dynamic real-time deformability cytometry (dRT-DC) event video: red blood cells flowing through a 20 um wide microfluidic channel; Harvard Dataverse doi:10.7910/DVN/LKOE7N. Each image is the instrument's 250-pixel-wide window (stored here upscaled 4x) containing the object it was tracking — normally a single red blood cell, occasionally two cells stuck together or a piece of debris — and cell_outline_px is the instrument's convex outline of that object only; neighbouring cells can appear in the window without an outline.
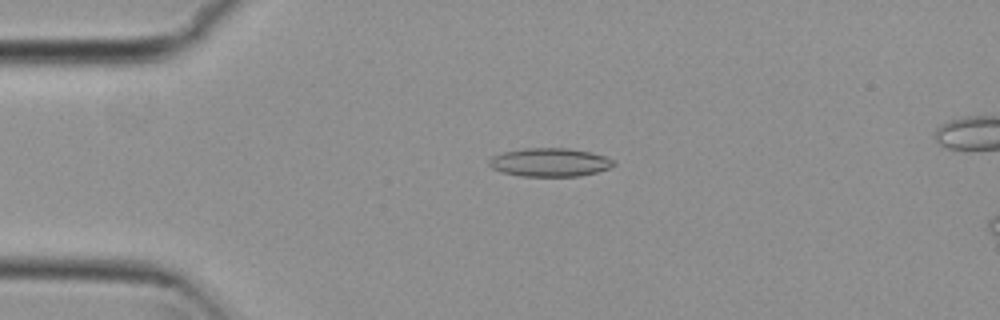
{"species": "common noctule bat (a hibernating species)", "species_latin": "Nyctalus noctula", "temperature_condition": "cold", "stored_images_in_passage": 48, "camera_frame_rate_fps": 3000, "um_per_image_px": 0.085, "animal": {"sex": "female", "body_mass_g": 29.2, "forearm_length_mm": 56.3}, "frame": {"image": 1, "passage_image": 6, "time_ms": 1.667, "image_size_px": [1000, 320], "cell_outline_px": [[616, 164], [608, 168], [596, 172], [580, 176], [524, 176], [504, 172], [492, 168], [488, 164], [488, 160], [492, 156], [504, 152], [524, 148], [568, 148], [592, 152], [616, 160]], "centroid_in_image_um": [46.76, 13.79], "position_along_channel_um": 38.2, "area_um2": 20.63}}
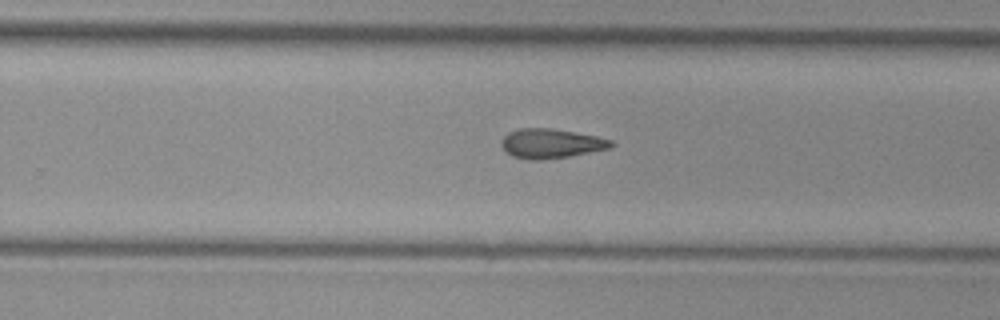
{"frame": {"image": 2, "passage_image": 28, "time_ms": 9.0, "image_size_px": [1000, 320], "cell_outline_px": [[616, 144], [608, 148], [568, 156], [540, 160], [532, 160], [512, 156], [504, 152], [500, 144], [500, 140], [508, 132], [520, 128], [552, 128], [576, 132], [596, 136], [612, 140]], "centroid_in_image_um": [46.78, 12.19], "position_along_channel_um": 283.0, "area_um2": 18.9}}
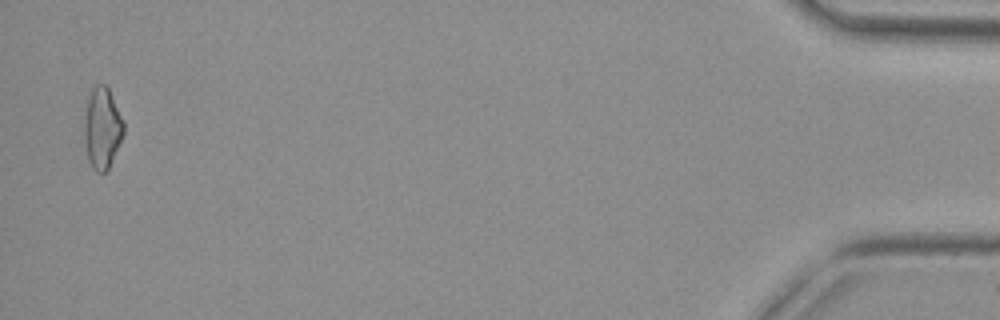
{"frame": {"image": 3, "passage_image": 47, "time_ms": 15.333, "image_size_px": [1000, 320], "cell_outline_px": [[124, 132], [108, 168], [104, 172], [96, 172], [92, 168], [88, 160], [84, 136], [84, 112], [92, 88], [96, 84], [104, 84], [108, 88], [124, 120]], "centroid_in_image_um": [8.67, 10.87], "position_along_channel_um": 426.5, "area_um2": 18.5}}